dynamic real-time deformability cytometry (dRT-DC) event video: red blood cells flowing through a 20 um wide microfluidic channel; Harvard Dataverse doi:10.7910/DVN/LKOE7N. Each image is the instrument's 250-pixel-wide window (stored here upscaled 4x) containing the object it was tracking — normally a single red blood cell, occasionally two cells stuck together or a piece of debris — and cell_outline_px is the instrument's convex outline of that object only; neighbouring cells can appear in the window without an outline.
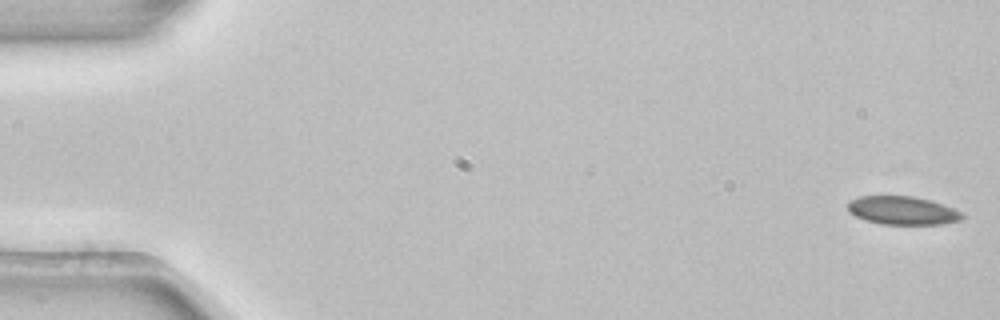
{"species": "common noctule bat (a hibernating species)", "species_latin": "Nyctalus noctula", "temperature_condition": "room temperature", "stored_images_in_passage": 53, "camera_frame_rate_fps": 3000, "um_per_image_px": 0.085, "animal": {"sex": "female", "body_mass_g": 22.7, "forearm_length_mm": 54.2}, "frame": {"image": 1, "passage_image": 1, "time_ms": 0.0, "image_size_px": [1000, 320], "cell_outline_px": [[964, 216], [960, 220], [940, 224], [880, 224], [856, 216], [848, 212], [848, 200], [860, 196], [912, 196], [932, 200], [952, 208], [960, 212]], "centroid_in_image_um": [76.68, 17.88], "position_along_channel_um": 8.3, "area_um2": 18.79}}
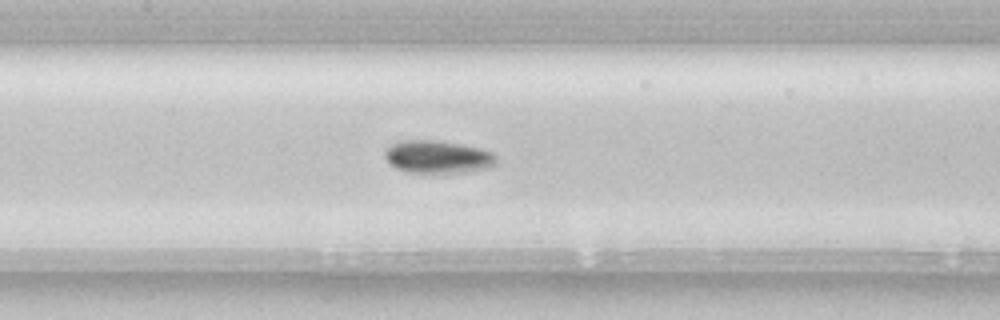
{"frame": {"image": 2, "passage_image": 25, "time_ms": 8.0, "image_size_px": [1000, 320], "cell_outline_px": [[496, 164], [488, 168], [468, 172], [408, 172], [396, 168], [388, 164], [384, 156], [384, 148], [392, 144], [404, 140], [436, 140], [460, 144], [480, 148], [492, 152], [496, 156]], "centroid_in_image_um": [37.18, 13.33], "position_along_channel_um": 170.2, "area_um2": 21.39}}
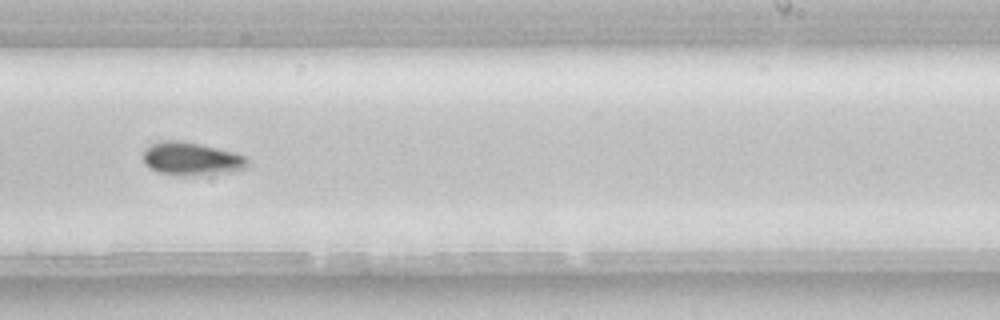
{"frame": {"image": 3, "passage_image": 33, "time_ms": 10.667, "image_size_px": [1000, 320], "cell_outline_px": [[248, 168], [228, 172], [160, 172], [148, 168], [144, 164], [144, 148], [160, 140], [184, 140], [232, 152], [244, 156], [248, 160]], "centroid_in_image_um": [16.24, 13.42], "position_along_channel_um": 272.8, "area_um2": 19.13}, "authors_computed_cell_mechanics": {"area_um2": 19.3052, "velocity_mm_per_s": 3.8716, "shape_relaxation_time_tau1_ms": 4.0195, "shape_relaxation_time_tau2_ms": null, "deformation_change_tau1": 0.0755, "deformation_change_tau2": null}}